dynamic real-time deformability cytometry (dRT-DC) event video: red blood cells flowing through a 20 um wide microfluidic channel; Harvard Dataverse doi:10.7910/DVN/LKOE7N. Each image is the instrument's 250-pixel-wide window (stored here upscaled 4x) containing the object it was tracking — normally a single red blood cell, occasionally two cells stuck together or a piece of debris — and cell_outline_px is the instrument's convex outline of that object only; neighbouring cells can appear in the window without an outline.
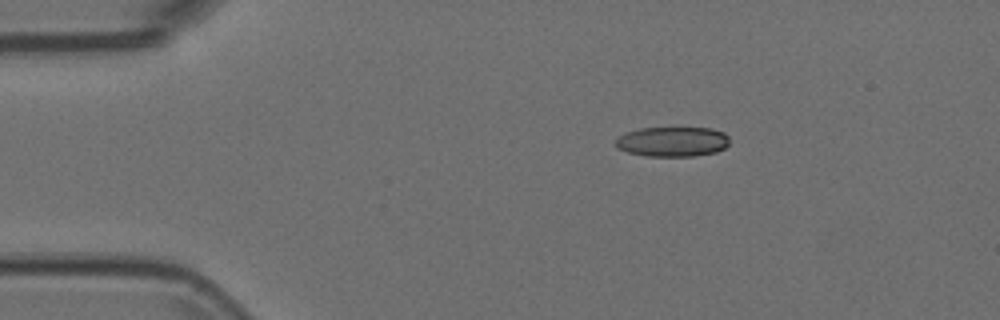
{"species": "Egyptian fruit bat (a non-hibernating species)", "species_latin": "Rousettus aegyptiacus", "temperature_condition": "room temperature", "stored_images_in_passage": 46, "camera_frame_rate_fps": 3000, "um_per_image_px": 0.085, "animal": {"sex": "female"}, "frame": {"image": 1, "passage_image": 1, "time_ms": 0.0, "image_size_px": [1000, 320], "cell_outline_px": [[728, 144], [724, 148], [716, 152], [696, 156], [644, 156], [628, 152], [616, 148], [616, 140], [624, 132], [640, 128], [712, 128], [724, 132], [728, 136]], "centroid_in_image_um": [57.16, 12.04], "position_along_channel_um": 27.8, "area_um2": 19.94}}
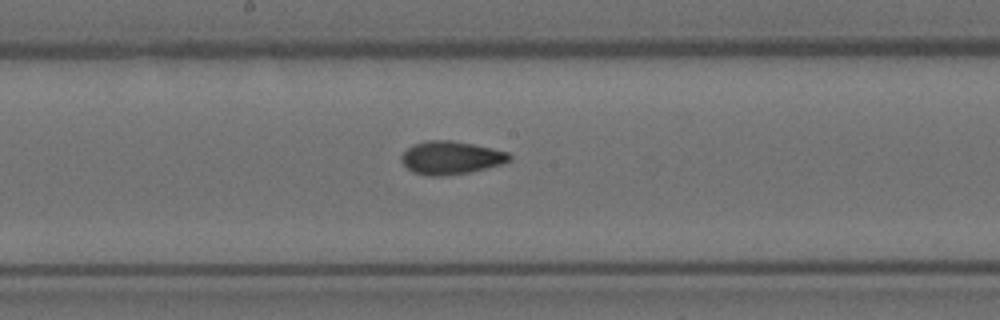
{"frame": {"image": 2, "passage_image": 20, "time_ms": 6.333, "image_size_px": [1000, 320], "cell_outline_px": [[512, 160], [500, 164], [468, 172], [444, 176], [424, 176], [412, 172], [400, 160], [400, 156], [412, 144], [428, 140], [452, 140], [492, 148], [508, 152], [512, 156]], "centroid_in_image_um": [38.3, 13.4], "position_along_channel_um": 209.9, "area_um2": 20.87}}
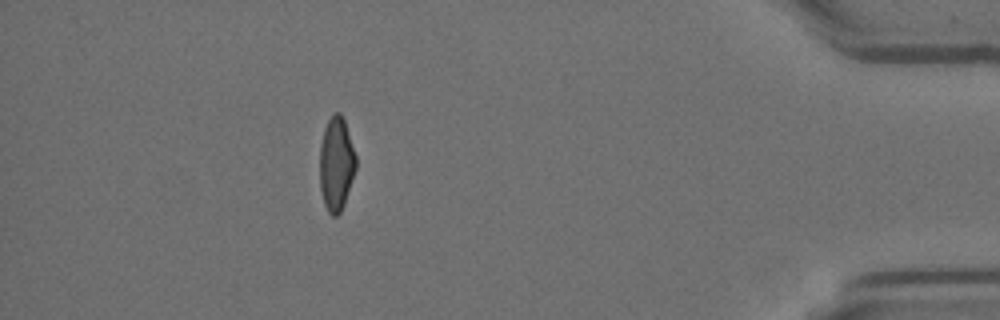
{"frame": {"image": 3, "passage_image": 40, "time_ms": 13.0, "image_size_px": [1000, 320], "cell_outline_px": [[356, 168], [344, 204], [340, 212], [336, 216], [332, 216], [328, 212], [324, 204], [320, 188], [320, 144], [324, 128], [332, 112], [340, 112], [344, 120], [356, 156]], "centroid_in_image_um": [28.57, 13.92], "position_along_channel_um": 406.6, "area_um2": 19.77}}